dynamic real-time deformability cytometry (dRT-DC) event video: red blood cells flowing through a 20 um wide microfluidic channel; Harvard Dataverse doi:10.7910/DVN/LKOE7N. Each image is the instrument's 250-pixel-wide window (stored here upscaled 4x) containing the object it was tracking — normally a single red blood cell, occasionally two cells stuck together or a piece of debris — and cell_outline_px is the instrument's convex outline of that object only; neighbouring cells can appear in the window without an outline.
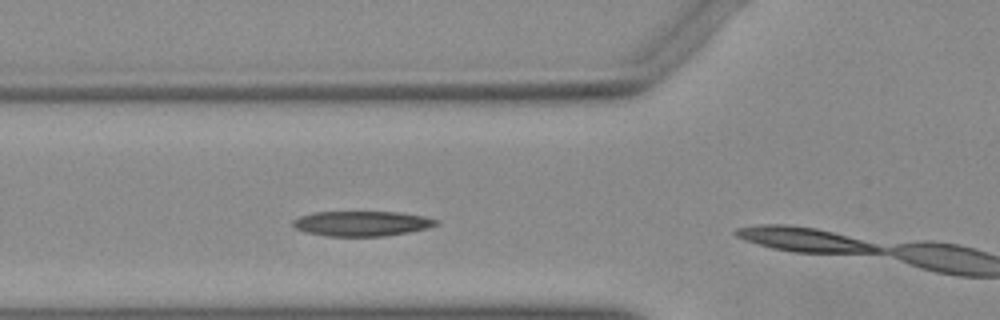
{"species": "Egyptian fruit bat (a non-hibernating species)", "species_latin": "Rousettus aegyptiacus", "temperature_condition": "warm", "stored_images_in_passage": 11, "camera_frame_rate_fps": 3000, "um_per_image_px": 0.085, "animal": {"sex": "female"}, "frame": {"image": 1, "passage_image": 10, "time_ms": 3.0, "image_size_px": [1000, 320], "cell_outline_px": [[440, 224], [428, 228], [408, 232], [384, 236], [324, 236], [304, 232], [296, 228], [292, 224], [292, 220], [300, 216], [312, 212], [400, 212], [424, 216], [440, 220]], "centroid_in_image_um": [30.76, 19.0], "position_along_channel_um": 95.0, "area_um2": 21.1}}